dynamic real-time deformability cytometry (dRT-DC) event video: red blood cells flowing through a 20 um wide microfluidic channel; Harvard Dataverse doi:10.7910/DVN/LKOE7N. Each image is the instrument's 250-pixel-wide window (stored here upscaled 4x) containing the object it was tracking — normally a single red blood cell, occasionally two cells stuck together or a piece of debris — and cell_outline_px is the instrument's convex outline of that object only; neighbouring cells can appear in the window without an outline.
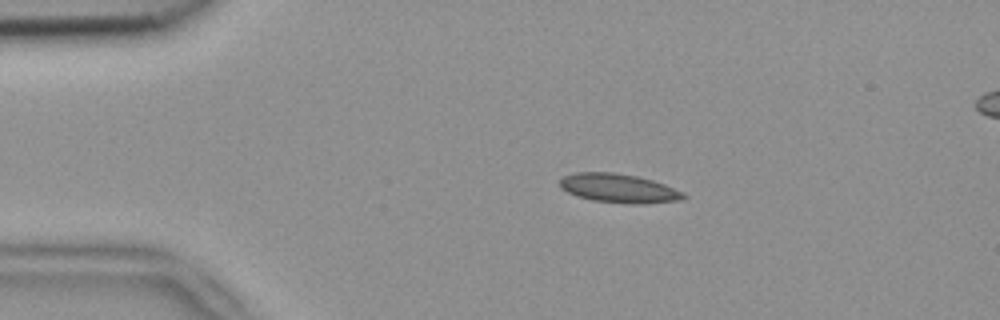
{"species": "common noctule bat (a hibernating species)", "species_latin": "Nyctalus noctula", "temperature_condition": "room temperature", "stored_images_in_passage": 3, "camera_frame_rate_fps": 3000, "um_per_image_px": 0.085, "animal": {"sex": "female", "body_mass_g": 18.4}, "frame": {"image": 1, "passage_image": 1, "time_ms": 0.0, "image_size_px": [1000, 320], "cell_outline_px": [[688, 196], [680, 200], [644, 204], [632, 204], [592, 200], [576, 196], [560, 188], [560, 180], [564, 176], [576, 172], [612, 172], [636, 176], [652, 180], [664, 184], [684, 192]], "centroid_in_image_um": [52.6, 16.01], "position_along_channel_um": 32.4, "area_um2": 20.87}}